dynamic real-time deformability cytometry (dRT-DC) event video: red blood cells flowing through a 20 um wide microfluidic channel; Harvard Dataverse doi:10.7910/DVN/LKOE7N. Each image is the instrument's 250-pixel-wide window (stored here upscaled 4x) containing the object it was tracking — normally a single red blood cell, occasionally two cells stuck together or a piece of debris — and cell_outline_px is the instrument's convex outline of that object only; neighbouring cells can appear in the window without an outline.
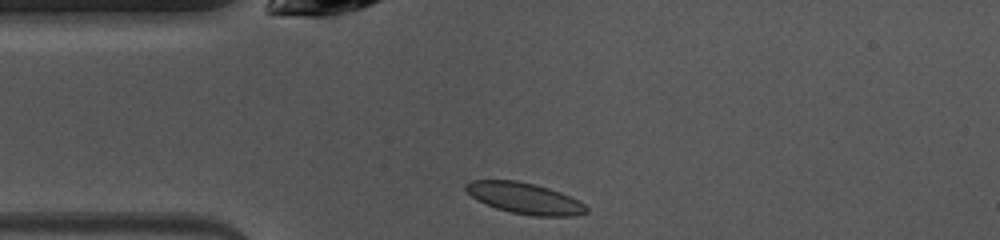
{"species": "common noctule bat (a hibernating species)", "species_latin": "Nyctalus noctula", "temperature_condition": "warm", "stored_images_in_passage": 39, "camera_frame_rate_fps": 3000, "um_per_image_px": 0.085, "animal": {"sex": "female", "body_mass_g": 10.0, "forearm_length_mm": 53.1}, "frame": {"image": 1, "passage_image": 1, "time_ms": 0.0, "image_size_px": [1000, 240], "cell_outline_px": [[588, 212], [572, 216], [532, 216], [512, 212], [496, 208], [476, 200], [464, 188], [464, 184], [468, 180], [516, 180], [536, 184], [560, 192], [584, 204], [588, 208]], "centroid_in_image_um": [44.56, 16.84], "position_along_channel_um": 40.4, "area_um2": 21.79}}
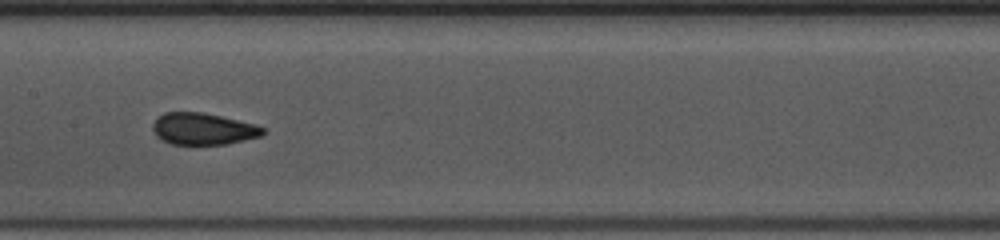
{"frame": {"image": 2, "passage_image": 13, "time_ms": 4.0, "image_size_px": [1000, 240], "cell_outline_px": [[268, 132], [260, 136], [228, 144], [172, 144], [156, 136], [152, 128], [152, 124], [164, 112], [204, 112], [256, 124], [264, 128]], "centroid_in_image_um": [17.3, 10.95], "position_along_channel_um": 190.1, "area_um2": 20.4}}
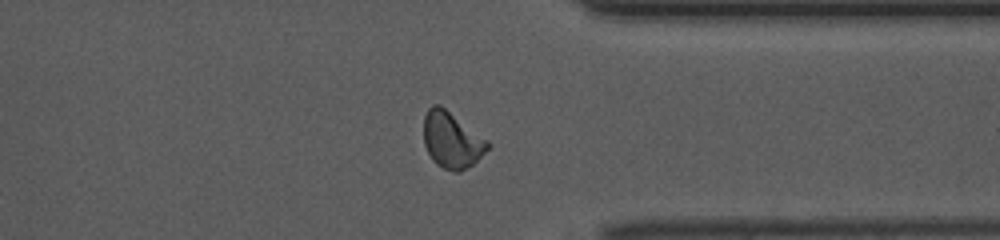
{"frame": {"image": 3, "passage_image": 27, "time_ms": 8.667, "image_size_px": [1000, 240], "cell_outline_px": [[488, 148], [472, 164], [460, 172], [456, 172], [444, 168], [436, 164], [432, 160], [424, 144], [424, 116], [428, 108], [432, 104], [440, 104], [488, 140]], "centroid_in_image_um": [38.37, 11.88], "position_along_channel_um": 373.0, "area_um2": 20.75}, "authors_computed_cell_mechanics": {"area_um2": 20.6924, "velocity_mm_per_s": 4.0422, "shape_relaxation_time_tau1_ms": 7.3776, "shape_relaxation_time_tau2_ms": null, "deformation_change_tau1": 0.1604, "deformation_change_tau2": null}}